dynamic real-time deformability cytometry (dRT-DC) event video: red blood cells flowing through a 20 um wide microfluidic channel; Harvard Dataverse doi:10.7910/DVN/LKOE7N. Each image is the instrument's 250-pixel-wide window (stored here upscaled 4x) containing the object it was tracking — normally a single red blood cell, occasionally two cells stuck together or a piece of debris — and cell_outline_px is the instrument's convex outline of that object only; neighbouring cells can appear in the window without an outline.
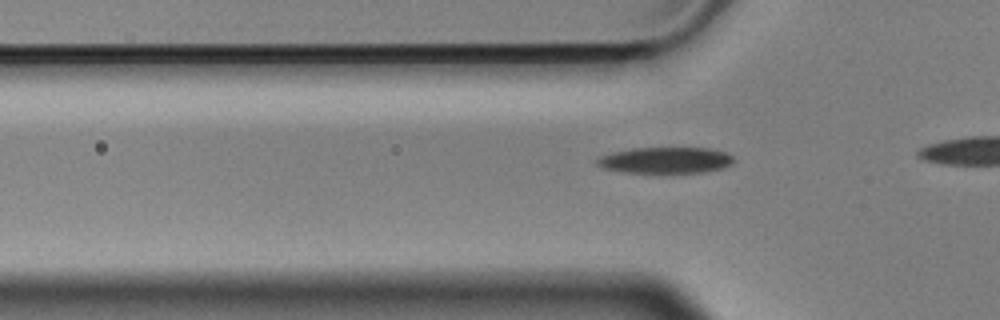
{"species": "Egyptian fruit bat (a non-hibernating species)", "species_latin": "Rousettus aegyptiacus", "temperature_condition": "cold", "stored_images_in_passage": 34, "camera_frame_rate_fps": 3000, "um_per_image_px": 0.085, "animal": {"sex": "male"}, "frame": {"image": 1, "passage_image": 7, "time_ms": 2.0, "image_size_px": [1000, 320], "cell_outline_px": [[732, 164], [724, 168], [704, 172], [624, 172], [600, 168], [596, 164], [596, 160], [600, 156], [612, 152], [632, 148], [708, 148], [724, 152], [732, 156]], "centroid_in_image_um": [56.53, 13.62], "position_along_channel_um": 69.3, "area_um2": 20.75}}
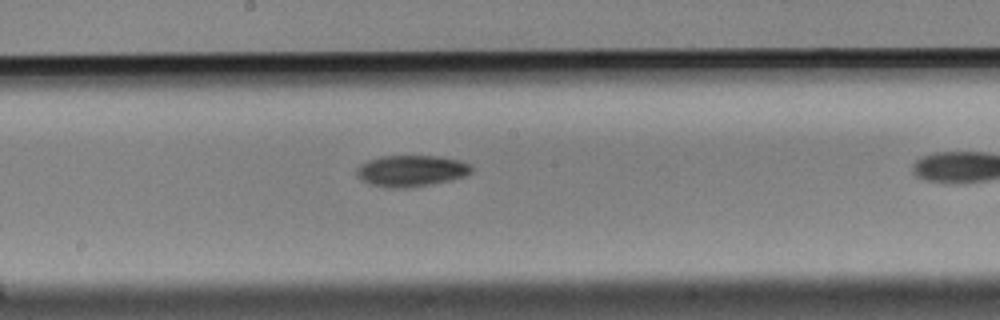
{"frame": {"image": 2, "passage_image": 19, "time_ms": 6.0, "image_size_px": [1000, 320], "cell_outline_px": [[472, 172], [464, 176], [452, 180], [432, 184], [408, 188], [384, 188], [368, 184], [360, 180], [356, 176], [356, 168], [360, 164], [368, 160], [380, 156], [436, 156], [460, 160], [472, 164]], "centroid_in_image_um": [34.92, 14.53], "position_along_channel_um": 213.3, "area_um2": 21.39}}
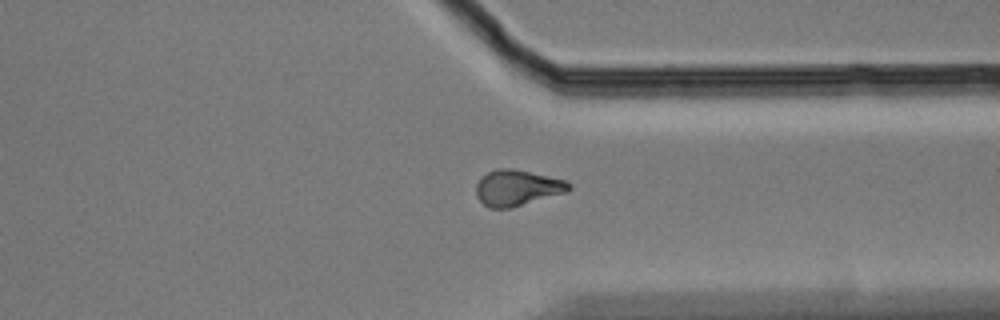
{"frame": {"image": 3, "passage_image": 32, "time_ms": 10.333, "image_size_px": [1000, 320], "cell_outline_px": [[572, 188], [568, 192], [512, 208], [488, 208], [476, 196], [476, 184], [488, 172], [496, 168], [512, 168], [548, 176], [564, 180], [572, 184]], "centroid_in_image_um": [43.98, 15.98], "position_along_channel_um": 367.4, "area_um2": 19.48}}